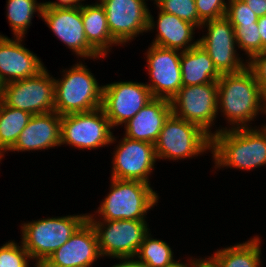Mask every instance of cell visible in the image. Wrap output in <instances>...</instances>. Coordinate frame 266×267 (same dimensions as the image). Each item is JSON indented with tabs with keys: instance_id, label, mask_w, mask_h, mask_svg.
<instances>
[{
	"instance_id": "8fae6325",
	"label": "cell",
	"mask_w": 266,
	"mask_h": 267,
	"mask_svg": "<svg viewBox=\"0 0 266 267\" xmlns=\"http://www.w3.org/2000/svg\"><path fill=\"white\" fill-rule=\"evenodd\" d=\"M50 74L45 67L35 76L6 83L2 102L32 115L55 111V81Z\"/></svg>"
},
{
	"instance_id": "9c48e42d",
	"label": "cell",
	"mask_w": 266,
	"mask_h": 267,
	"mask_svg": "<svg viewBox=\"0 0 266 267\" xmlns=\"http://www.w3.org/2000/svg\"><path fill=\"white\" fill-rule=\"evenodd\" d=\"M103 257H136L144 237L150 232L147 220H89Z\"/></svg>"
},
{
	"instance_id": "52a82bcc",
	"label": "cell",
	"mask_w": 266,
	"mask_h": 267,
	"mask_svg": "<svg viewBox=\"0 0 266 267\" xmlns=\"http://www.w3.org/2000/svg\"><path fill=\"white\" fill-rule=\"evenodd\" d=\"M113 127L102 107L89 112L61 116L60 145L78 150H95L109 147L113 138Z\"/></svg>"
},
{
	"instance_id": "6da1fadb",
	"label": "cell",
	"mask_w": 266,
	"mask_h": 267,
	"mask_svg": "<svg viewBox=\"0 0 266 267\" xmlns=\"http://www.w3.org/2000/svg\"><path fill=\"white\" fill-rule=\"evenodd\" d=\"M217 83L218 115L225 117L228 127H216L213 135L222 130L253 128L252 121L263 114L264 95L252 71L246 66L237 73L222 74Z\"/></svg>"
},
{
	"instance_id": "3957f363",
	"label": "cell",
	"mask_w": 266,
	"mask_h": 267,
	"mask_svg": "<svg viewBox=\"0 0 266 267\" xmlns=\"http://www.w3.org/2000/svg\"><path fill=\"white\" fill-rule=\"evenodd\" d=\"M110 181L108 194L94 215L88 213V220H148V212L160 199L151 184L114 178Z\"/></svg>"
},
{
	"instance_id": "277c9868",
	"label": "cell",
	"mask_w": 266,
	"mask_h": 267,
	"mask_svg": "<svg viewBox=\"0 0 266 267\" xmlns=\"http://www.w3.org/2000/svg\"><path fill=\"white\" fill-rule=\"evenodd\" d=\"M79 60L69 70H60L61 78L54 77L55 112L60 116L102 107L103 85L99 84L86 63Z\"/></svg>"
},
{
	"instance_id": "1f68e13d",
	"label": "cell",
	"mask_w": 266,
	"mask_h": 267,
	"mask_svg": "<svg viewBox=\"0 0 266 267\" xmlns=\"http://www.w3.org/2000/svg\"><path fill=\"white\" fill-rule=\"evenodd\" d=\"M195 4L199 18L205 22L225 17L228 0H195Z\"/></svg>"
},
{
	"instance_id": "2e32d148",
	"label": "cell",
	"mask_w": 266,
	"mask_h": 267,
	"mask_svg": "<svg viewBox=\"0 0 266 267\" xmlns=\"http://www.w3.org/2000/svg\"><path fill=\"white\" fill-rule=\"evenodd\" d=\"M98 1L105 10L111 36L121 46H126L140 34L148 33L149 7L146 0Z\"/></svg>"
},
{
	"instance_id": "d590c367",
	"label": "cell",
	"mask_w": 266,
	"mask_h": 267,
	"mask_svg": "<svg viewBox=\"0 0 266 267\" xmlns=\"http://www.w3.org/2000/svg\"><path fill=\"white\" fill-rule=\"evenodd\" d=\"M260 18L266 15V0H243Z\"/></svg>"
},
{
	"instance_id": "7c38bea8",
	"label": "cell",
	"mask_w": 266,
	"mask_h": 267,
	"mask_svg": "<svg viewBox=\"0 0 266 267\" xmlns=\"http://www.w3.org/2000/svg\"><path fill=\"white\" fill-rule=\"evenodd\" d=\"M199 29L202 32L206 29V32L198 38V44L208 53L221 75L237 73L247 66V60L238 53L235 29L226 17L205 21Z\"/></svg>"
},
{
	"instance_id": "74e56055",
	"label": "cell",
	"mask_w": 266,
	"mask_h": 267,
	"mask_svg": "<svg viewBox=\"0 0 266 267\" xmlns=\"http://www.w3.org/2000/svg\"><path fill=\"white\" fill-rule=\"evenodd\" d=\"M190 258V259H189ZM186 259V262H182L180 259L175 260L172 264L168 265L167 267H196V263L200 258L189 257ZM188 262V263H187Z\"/></svg>"
},
{
	"instance_id": "d6986e66",
	"label": "cell",
	"mask_w": 266,
	"mask_h": 267,
	"mask_svg": "<svg viewBox=\"0 0 266 267\" xmlns=\"http://www.w3.org/2000/svg\"><path fill=\"white\" fill-rule=\"evenodd\" d=\"M61 116L55 111L35 114L20 133L10 152L45 151L60 145Z\"/></svg>"
},
{
	"instance_id": "ba28073f",
	"label": "cell",
	"mask_w": 266,
	"mask_h": 267,
	"mask_svg": "<svg viewBox=\"0 0 266 267\" xmlns=\"http://www.w3.org/2000/svg\"><path fill=\"white\" fill-rule=\"evenodd\" d=\"M172 114L201 127L211 137L218 116V83L182 87L170 100Z\"/></svg>"
},
{
	"instance_id": "b9f144b4",
	"label": "cell",
	"mask_w": 266,
	"mask_h": 267,
	"mask_svg": "<svg viewBox=\"0 0 266 267\" xmlns=\"http://www.w3.org/2000/svg\"><path fill=\"white\" fill-rule=\"evenodd\" d=\"M148 2V0H146ZM150 1H154L153 4H155L158 0H150Z\"/></svg>"
},
{
	"instance_id": "836d02e7",
	"label": "cell",
	"mask_w": 266,
	"mask_h": 267,
	"mask_svg": "<svg viewBox=\"0 0 266 267\" xmlns=\"http://www.w3.org/2000/svg\"><path fill=\"white\" fill-rule=\"evenodd\" d=\"M86 0H56V1H45L43 7H54V8H77L81 7Z\"/></svg>"
},
{
	"instance_id": "4fadbf2b",
	"label": "cell",
	"mask_w": 266,
	"mask_h": 267,
	"mask_svg": "<svg viewBox=\"0 0 266 267\" xmlns=\"http://www.w3.org/2000/svg\"><path fill=\"white\" fill-rule=\"evenodd\" d=\"M153 99L143 82L117 81L103 85L102 108L113 129L123 126Z\"/></svg>"
},
{
	"instance_id": "4dcf8cb0",
	"label": "cell",
	"mask_w": 266,
	"mask_h": 267,
	"mask_svg": "<svg viewBox=\"0 0 266 267\" xmlns=\"http://www.w3.org/2000/svg\"><path fill=\"white\" fill-rule=\"evenodd\" d=\"M225 17L231 24H252L259 19L243 0H228Z\"/></svg>"
},
{
	"instance_id": "83f0119b",
	"label": "cell",
	"mask_w": 266,
	"mask_h": 267,
	"mask_svg": "<svg viewBox=\"0 0 266 267\" xmlns=\"http://www.w3.org/2000/svg\"><path fill=\"white\" fill-rule=\"evenodd\" d=\"M235 29V41L238 49L243 51L248 61L253 55L262 53V40L258 30V23L232 24Z\"/></svg>"
},
{
	"instance_id": "cb8c5ba5",
	"label": "cell",
	"mask_w": 266,
	"mask_h": 267,
	"mask_svg": "<svg viewBox=\"0 0 266 267\" xmlns=\"http://www.w3.org/2000/svg\"><path fill=\"white\" fill-rule=\"evenodd\" d=\"M259 235L234 245L219 248L210 256L219 267H262L261 243Z\"/></svg>"
},
{
	"instance_id": "ab89813d",
	"label": "cell",
	"mask_w": 266,
	"mask_h": 267,
	"mask_svg": "<svg viewBox=\"0 0 266 267\" xmlns=\"http://www.w3.org/2000/svg\"><path fill=\"white\" fill-rule=\"evenodd\" d=\"M5 83L0 78V102L3 101Z\"/></svg>"
},
{
	"instance_id": "e575fe53",
	"label": "cell",
	"mask_w": 266,
	"mask_h": 267,
	"mask_svg": "<svg viewBox=\"0 0 266 267\" xmlns=\"http://www.w3.org/2000/svg\"><path fill=\"white\" fill-rule=\"evenodd\" d=\"M111 259H118L119 263L110 267H146L137 257H113Z\"/></svg>"
},
{
	"instance_id": "7a4b0ae2",
	"label": "cell",
	"mask_w": 266,
	"mask_h": 267,
	"mask_svg": "<svg viewBox=\"0 0 266 267\" xmlns=\"http://www.w3.org/2000/svg\"><path fill=\"white\" fill-rule=\"evenodd\" d=\"M213 169L252 171L266 166V130L253 128L222 130L211 137Z\"/></svg>"
},
{
	"instance_id": "8d00e7d4",
	"label": "cell",
	"mask_w": 266,
	"mask_h": 267,
	"mask_svg": "<svg viewBox=\"0 0 266 267\" xmlns=\"http://www.w3.org/2000/svg\"><path fill=\"white\" fill-rule=\"evenodd\" d=\"M258 30L262 40V52L266 50V15L260 17L257 21Z\"/></svg>"
},
{
	"instance_id": "44dd1931",
	"label": "cell",
	"mask_w": 266,
	"mask_h": 267,
	"mask_svg": "<svg viewBox=\"0 0 266 267\" xmlns=\"http://www.w3.org/2000/svg\"><path fill=\"white\" fill-rule=\"evenodd\" d=\"M172 114L170 100L153 98L133 118L124 124V136L138 141L154 144Z\"/></svg>"
},
{
	"instance_id": "30bf717a",
	"label": "cell",
	"mask_w": 266,
	"mask_h": 267,
	"mask_svg": "<svg viewBox=\"0 0 266 267\" xmlns=\"http://www.w3.org/2000/svg\"><path fill=\"white\" fill-rule=\"evenodd\" d=\"M113 135L111 177L119 180L140 181L151 184L150 176L155 170L157 160L155 146L149 142L132 140L125 136L117 141ZM118 143V144H117Z\"/></svg>"
},
{
	"instance_id": "9a60e30c",
	"label": "cell",
	"mask_w": 266,
	"mask_h": 267,
	"mask_svg": "<svg viewBox=\"0 0 266 267\" xmlns=\"http://www.w3.org/2000/svg\"><path fill=\"white\" fill-rule=\"evenodd\" d=\"M182 51L166 49L150 43L144 56L149 87L153 98L171 100L182 88L180 58Z\"/></svg>"
},
{
	"instance_id": "f1b7e54d",
	"label": "cell",
	"mask_w": 266,
	"mask_h": 267,
	"mask_svg": "<svg viewBox=\"0 0 266 267\" xmlns=\"http://www.w3.org/2000/svg\"><path fill=\"white\" fill-rule=\"evenodd\" d=\"M155 5L165 13L192 23L198 30L203 23L198 16L195 0H158Z\"/></svg>"
},
{
	"instance_id": "603a6c76",
	"label": "cell",
	"mask_w": 266,
	"mask_h": 267,
	"mask_svg": "<svg viewBox=\"0 0 266 267\" xmlns=\"http://www.w3.org/2000/svg\"><path fill=\"white\" fill-rule=\"evenodd\" d=\"M180 66L182 87L217 82L221 77L210 56L199 44L182 51Z\"/></svg>"
},
{
	"instance_id": "7bdbcfd3",
	"label": "cell",
	"mask_w": 266,
	"mask_h": 267,
	"mask_svg": "<svg viewBox=\"0 0 266 267\" xmlns=\"http://www.w3.org/2000/svg\"><path fill=\"white\" fill-rule=\"evenodd\" d=\"M260 126L266 130V125H260Z\"/></svg>"
},
{
	"instance_id": "5b68a950",
	"label": "cell",
	"mask_w": 266,
	"mask_h": 267,
	"mask_svg": "<svg viewBox=\"0 0 266 267\" xmlns=\"http://www.w3.org/2000/svg\"><path fill=\"white\" fill-rule=\"evenodd\" d=\"M87 219V213H78L23 221L20 239L35 265L39 266L67 242Z\"/></svg>"
},
{
	"instance_id": "5bb4252c",
	"label": "cell",
	"mask_w": 266,
	"mask_h": 267,
	"mask_svg": "<svg viewBox=\"0 0 266 267\" xmlns=\"http://www.w3.org/2000/svg\"><path fill=\"white\" fill-rule=\"evenodd\" d=\"M41 19L78 59L81 58L84 61L87 58L96 61L105 58L101 57L87 41L82 20V6L77 8L43 7Z\"/></svg>"
},
{
	"instance_id": "ffe728a7",
	"label": "cell",
	"mask_w": 266,
	"mask_h": 267,
	"mask_svg": "<svg viewBox=\"0 0 266 267\" xmlns=\"http://www.w3.org/2000/svg\"><path fill=\"white\" fill-rule=\"evenodd\" d=\"M158 18L154 20V16L149 10V21L147 32H154L156 36L151 42L155 46L166 49H175L186 51L198 44V39L195 40V29L198 28L192 23L182 20L176 15L165 13L157 6ZM156 27V28H155Z\"/></svg>"
},
{
	"instance_id": "f35d334b",
	"label": "cell",
	"mask_w": 266,
	"mask_h": 267,
	"mask_svg": "<svg viewBox=\"0 0 266 267\" xmlns=\"http://www.w3.org/2000/svg\"><path fill=\"white\" fill-rule=\"evenodd\" d=\"M196 267H219L216 261L211 256L201 257L197 263Z\"/></svg>"
},
{
	"instance_id": "d6a6232c",
	"label": "cell",
	"mask_w": 266,
	"mask_h": 267,
	"mask_svg": "<svg viewBox=\"0 0 266 267\" xmlns=\"http://www.w3.org/2000/svg\"><path fill=\"white\" fill-rule=\"evenodd\" d=\"M247 67L254 74L263 95L266 94V50L253 55L247 61Z\"/></svg>"
},
{
	"instance_id": "4316f807",
	"label": "cell",
	"mask_w": 266,
	"mask_h": 267,
	"mask_svg": "<svg viewBox=\"0 0 266 267\" xmlns=\"http://www.w3.org/2000/svg\"><path fill=\"white\" fill-rule=\"evenodd\" d=\"M152 236L150 231L144 237L136 257L146 267H167L175 261L174 250L166 241Z\"/></svg>"
},
{
	"instance_id": "60d3db41",
	"label": "cell",
	"mask_w": 266,
	"mask_h": 267,
	"mask_svg": "<svg viewBox=\"0 0 266 267\" xmlns=\"http://www.w3.org/2000/svg\"><path fill=\"white\" fill-rule=\"evenodd\" d=\"M264 114L266 115V94L264 95V104H263V115ZM262 125H266V123Z\"/></svg>"
},
{
	"instance_id": "ac0fdd59",
	"label": "cell",
	"mask_w": 266,
	"mask_h": 267,
	"mask_svg": "<svg viewBox=\"0 0 266 267\" xmlns=\"http://www.w3.org/2000/svg\"><path fill=\"white\" fill-rule=\"evenodd\" d=\"M24 39L0 33V78L5 84L35 76L46 67L37 54L26 48Z\"/></svg>"
},
{
	"instance_id": "7402d4cb",
	"label": "cell",
	"mask_w": 266,
	"mask_h": 267,
	"mask_svg": "<svg viewBox=\"0 0 266 267\" xmlns=\"http://www.w3.org/2000/svg\"><path fill=\"white\" fill-rule=\"evenodd\" d=\"M82 20L89 45L101 56H109L112 47L120 44L111 36L106 13L98 0L82 5Z\"/></svg>"
},
{
	"instance_id": "484cf974",
	"label": "cell",
	"mask_w": 266,
	"mask_h": 267,
	"mask_svg": "<svg viewBox=\"0 0 266 267\" xmlns=\"http://www.w3.org/2000/svg\"><path fill=\"white\" fill-rule=\"evenodd\" d=\"M6 17L14 37H25L37 14L41 18L43 2L37 0H7Z\"/></svg>"
},
{
	"instance_id": "e0dca14e",
	"label": "cell",
	"mask_w": 266,
	"mask_h": 267,
	"mask_svg": "<svg viewBox=\"0 0 266 267\" xmlns=\"http://www.w3.org/2000/svg\"><path fill=\"white\" fill-rule=\"evenodd\" d=\"M101 258L96 231L87 219L67 242L38 267H92Z\"/></svg>"
},
{
	"instance_id": "d4e9b609",
	"label": "cell",
	"mask_w": 266,
	"mask_h": 267,
	"mask_svg": "<svg viewBox=\"0 0 266 267\" xmlns=\"http://www.w3.org/2000/svg\"><path fill=\"white\" fill-rule=\"evenodd\" d=\"M33 115L0 103V163Z\"/></svg>"
},
{
	"instance_id": "8992f818",
	"label": "cell",
	"mask_w": 266,
	"mask_h": 267,
	"mask_svg": "<svg viewBox=\"0 0 266 267\" xmlns=\"http://www.w3.org/2000/svg\"><path fill=\"white\" fill-rule=\"evenodd\" d=\"M157 159L179 161L211 152V136L198 125L171 114L154 143Z\"/></svg>"
},
{
	"instance_id": "f546056e",
	"label": "cell",
	"mask_w": 266,
	"mask_h": 267,
	"mask_svg": "<svg viewBox=\"0 0 266 267\" xmlns=\"http://www.w3.org/2000/svg\"><path fill=\"white\" fill-rule=\"evenodd\" d=\"M32 260V261H31ZM33 259L20 241L9 240L0 246L1 267H29Z\"/></svg>"
}]
</instances>
